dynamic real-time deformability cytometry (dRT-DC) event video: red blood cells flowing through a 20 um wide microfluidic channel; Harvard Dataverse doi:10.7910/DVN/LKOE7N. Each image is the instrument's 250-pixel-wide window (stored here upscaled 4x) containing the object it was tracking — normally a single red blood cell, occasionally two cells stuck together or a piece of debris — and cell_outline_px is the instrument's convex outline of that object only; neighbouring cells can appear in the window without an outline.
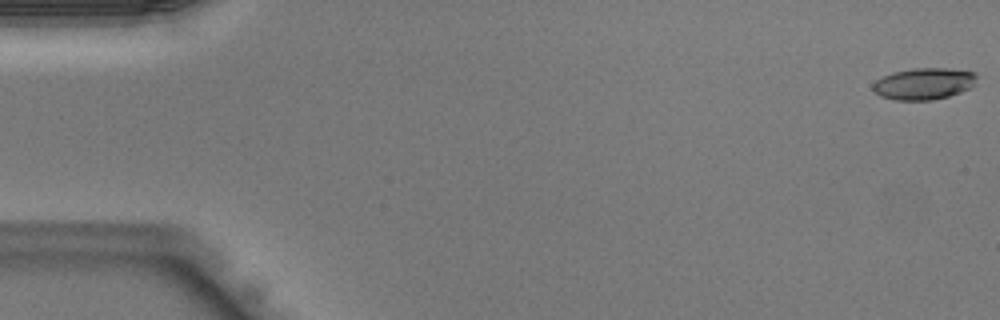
{"species": "Egyptian fruit bat (a non-hibernating species)", "species_latin": "Rousettus aegyptiacus", "temperature_condition": "warm", "stored_images_in_passage": 12, "camera_frame_rate_fps": 3000, "um_per_image_px": 0.085, "animal": {"sex": "male"}, "frame": {"image": 1, "passage_image": 1, "time_ms": 0.0, "image_size_px": [1000, 320], "cell_outline_px": [[976, 76], [972, 84], [968, 88], [960, 92], [948, 96], [932, 100], [896, 100], [880, 96], [872, 92], [872, 84], [876, 80], [892, 72], [912, 68], [944, 68], [976, 72]], "centroid_in_image_um": [78.46, 7.11], "position_along_channel_um": 6.5, "area_um2": 19.07}}
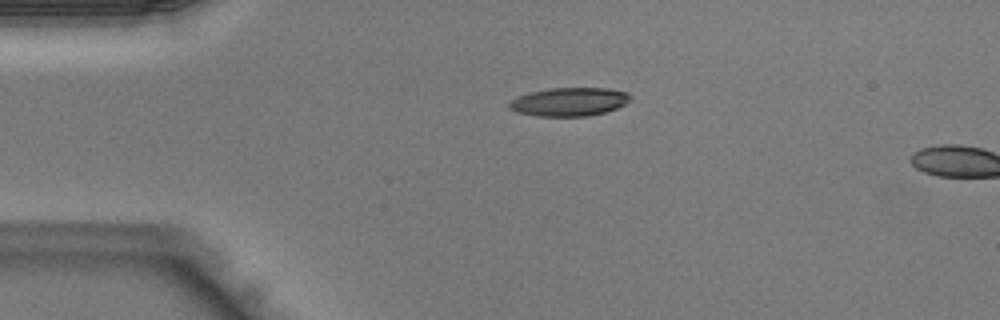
{"frame": {"image": 2, "passage_image": 10, "time_ms": 3.0, "image_size_px": [1000, 320], "cell_outline_px": [[632, 100], [616, 108], [604, 112], [588, 116], [536, 116], [516, 112], [508, 108], [508, 104], [512, 100], [520, 96], [532, 92], [548, 88], [608, 88], [628, 92], [632, 96]], "centroid_in_image_um": [48.41, 8.65], "position_along_channel_um": 36.6, "area_um2": 20.11}}